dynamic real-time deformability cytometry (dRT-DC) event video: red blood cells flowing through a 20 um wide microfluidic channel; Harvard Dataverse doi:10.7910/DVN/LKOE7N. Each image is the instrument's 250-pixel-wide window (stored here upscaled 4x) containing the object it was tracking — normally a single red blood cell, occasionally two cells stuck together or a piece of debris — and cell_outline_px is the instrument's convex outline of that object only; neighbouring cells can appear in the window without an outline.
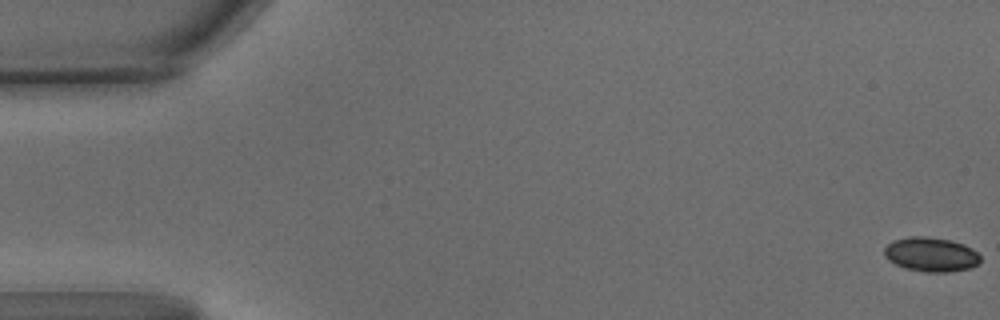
{"species": "common noctule bat (a hibernating species)", "species_latin": "Nyctalus noctula", "temperature_condition": "warm", "stored_images_in_passage": 61, "camera_frame_rate_fps": 3000, "um_per_image_px": 0.085, "animal": {"sex": "male", "body_mass_g": 15.6}, "frame": {"image": 1, "passage_image": 1, "time_ms": 0.0, "image_size_px": [1000, 320], "cell_outline_px": [[980, 264], [972, 268], [948, 272], [924, 272], [904, 268], [888, 260], [884, 256], [884, 248], [892, 240], [908, 236], [928, 236], [948, 240], [964, 244], [972, 248], [980, 256]], "centroid_in_image_um": [79.13, 21.63], "position_along_channel_um": 5.9, "area_um2": 19.48}}
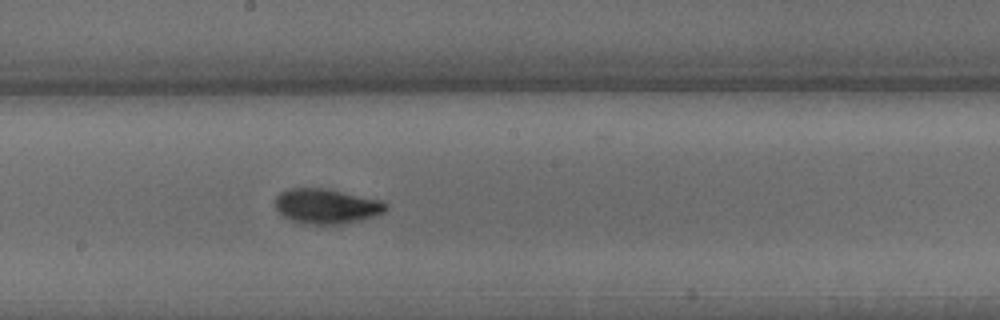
{"frame": {"image": 2, "passage_image": 33, "time_ms": 10.667, "image_size_px": [1000, 320], "cell_outline_px": [[388, 208], [384, 212], [360, 220], [344, 224], [304, 224], [288, 220], [280, 216], [276, 208], [276, 196], [280, 192], [288, 188], [324, 188], [384, 200], [388, 204]], "centroid_in_image_um": [27.73, 17.53], "position_along_channel_um": 220.5, "area_um2": 22.89}}
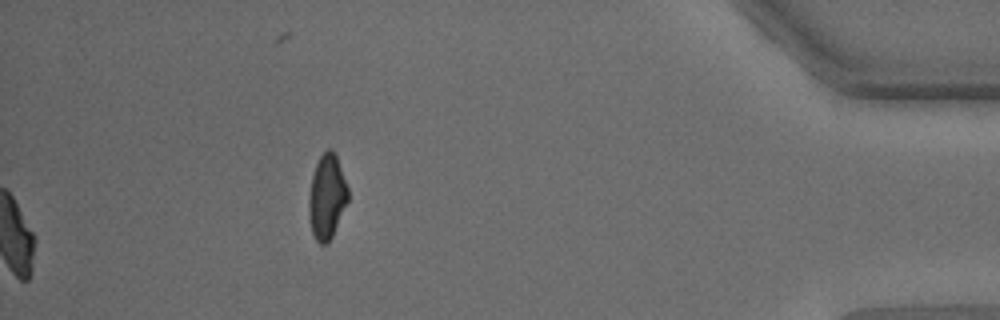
{"frame": {"image": 3, "passage_image": 61, "time_ms": 20.0, "image_size_px": [1000, 320], "cell_outline_px": [[348, 200], [332, 236], [328, 244], [320, 244], [316, 240], [312, 232], [308, 216], [308, 196], [312, 176], [316, 164], [320, 156], [328, 148], [332, 148], [336, 156], [348, 188]], "centroid_in_image_um": [27.76, 16.74], "position_along_channel_um": 407.4, "area_um2": 19.25}, "authors_computed_cell_mechanics": {"area_um2": 21.0392, "velocity_mm_per_s": 3.4095, "shape_relaxation_time_tau1_ms": 3.7344, "shape_relaxation_time_tau2_ms": 1.7091, "deformation_change_tau1": 0.1517, "deformation_change_tau2": 0.0596}}